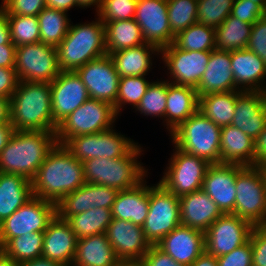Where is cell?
<instances>
[{
    "mask_svg": "<svg viewBox=\"0 0 266 266\" xmlns=\"http://www.w3.org/2000/svg\"><path fill=\"white\" fill-rule=\"evenodd\" d=\"M85 184L83 162L56 144L31 180L33 196L57 204Z\"/></svg>",
    "mask_w": 266,
    "mask_h": 266,
    "instance_id": "cell-1",
    "label": "cell"
},
{
    "mask_svg": "<svg viewBox=\"0 0 266 266\" xmlns=\"http://www.w3.org/2000/svg\"><path fill=\"white\" fill-rule=\"evenodd\" d=\"M10 106V123L15 131L56 132L50 83L19 81Z\"/></svg>",
    "mask_w": 266,
    "mask_h": 266,
    "instance_id": "cell-2",
    "label": "cell"
},
{
    "mask_svg": "<svg viewBox=\"0 0 266 266\" xmlns=\"http://www.w3.org/2000/svg\"><path fill=\"white\" fill-rule=\"evenodd\" d=\"M56 132L15 131L0 153V172L33 179L57 144Z\"/></svg>",
    "mask_w": 266,
    "mask_h": 266,
    "instance_id": "cell-3",
    "label": "cell"
},
{
    "mask_svg": "<svg viewBox=\"0 0 266 266\" xmlns=\"http://www.w3.org/2000/svg\"><path fill=\"white\" fill-rule=\"evenodd\" d=\"M70 24L68 33L57 47L60 71H76L89 61L106 55L105 26L99 19Z\"/></svg>",
    "mask_w": 266,
    "mask_h": 266,
    "instance_id": "cell-4",
    "label": "cell"
},
{
    "mask_svg": "<svg viewBox=\"0 0 266 266\" xmlns=\"http://www.w3.org/2000/svg\"><path fill=\"white\" fill-rule=\"evenodd\" d=\"M143 149L136 145L126 156L115 159L104 157L88 159L83 162L85 183L115 188L118 191L131 189L147 177L140 158Z\"/></svg>",
    "mask_w": 266,
    "mask_h": 266,
    "instance_id": "cell-5",
    "label": "cell"
},
{
    "mask_svg": "<svg viewBox=\"0 0 266 266\" xmlns=\"http://www.w3.org/2000/svg\"><path fill=\"white\" fill-rule=\"evenodd\" d=\"M169 136L173 147L203 158L210 164L220 163L221 127L199 111L186 119Z\"/></svg>",
    "mask_w": 266,
    "mask_h": 266,
    "instance_id": "cell-6",
    "label": "cell"
},
{
    "mask_svg": "<svg viewBox=\"0 0 266 266\" xmlns=\"http://www.w3.org/2000/svg\"><path fill=\"white\" fill-rule=\"evenodd\" d=\"M118 115L113 105L89 98L65 117L56 130L57 144L69 138L106 131L114 126Z\"/></svg>",
    "mask_w": 266,
    "mask_h": 266,
    "instance_id": "cell-7",
    "label": "cell"
},
{
    "mask_svg": "<svg viewBox=\"0 0 266 266\" xmlns=\"http://www.w3.org/2000/svg\"><path fill=\"white\" fill-rule=\"evenodd\" d=\"M234 213L254 226L266 225V171L246 166L236 177Z\"/></svg>",
    "mask_w": 266,
    "mask_h": 266,
    "instance_id": "cell-8",
    "label": "cell"
},
{
    "mask_svg": "<svg viewBox=\"0 0 266 266\" xmlns=\"http://www.w3.org/2000/svg\"><path fill=\"white\" fill-rule=\"evenodd\" d=\"M179 225H181L179 197L159 182L149 186V210L142 226L146 240L150 245H157Z\"/></svg>",
    "mask_w": 266,
    "mask_h": 266,
    "instance_id": "cell-9",
    "label": "cell"
},
{
    "mask_svg": "<svg viewBox=\"0 0 266 266\" xmlns=\"http://www.w3.org/2000/svg\"><path fill=\"white\" fill-rule=\"evenodd\" d=\"M69 138L63 145L79 161L126 156L138 143L113 129ZM116 131V132H115Z\"/></svg>",
    "mask_w": 266,
    "mask_h": 266,
    "instance_id": "cell-10",
    "label": "cell"
},
{
    "mask_svg": "<svg viewBox=\"0 0 266 266\" xmlns=\"http://www.w3.org/2000/svg\"><path fill=\"white\" fill-rule=\"evenodd\" d=\"M173 152L159 183L178 197L201 190L210 163L177 147Z\"/></svg>",
    "mask_w": 266,
    "mask_h": 266,
    "instance_id": "cell-11",
    "label": "cell"
},
{
    "mask_svg": "<svg viewBox=\"0 0 266 266\" xmlns=\"http://www.w3.org/2000/svg\"><path fill=\"white\" fill-rule=\"evenodd\" d=\"M14 68L19 81L51 83L60 73L57 48L42 42L17 46Z\"/></svg>",
    "mask_w": 266,
    "mask_h": 266,
    "instance_id": "cell-12",
    "label": "cell"
},
{
    "mask_svg": "<svg viewBox=\"0 0 266 266\" xmlns=\"http://www.w3.org/2000/svg\"><path fill=\"white\" fill-rule=\"evenodd\" d=\"M56 215V204L33 196L0 224V249L11 239L31 232L44 233Z\"/></svg>",
    "mask_w": 266,
    "mask_h": 266,
    "instance_id": "cell-13",
    "label": "cell"
},
{
    "mask_svg": "<svg viewBox=\"0 0 266 266\" xmlns=\"http://www.w3.org/2000/svg\"><path fill=\"white\" fill-rule=\"evenodd\" d=\"M253 227L233 213L222 214L205 232V250L215 257L230 253L249 241Z\"/></svg>",
    "mask_w": 266,
    "mask_h": 266,
    "instance_id": "cell-14",
    "label": "cell"
},
{
    "mask_svg": "<svg viewBox=\"0 0 266 266\" xmlns=\"http://www.w3.org/2000/svg\"><path fill=\"white\" fill-rule=\"evenodd\" d=\"M211 51H185L174 43L160 49V55L169 70L170 83L197 88L206 70Z\"/></svg>",
    "mask_w": 266,
    "mask_h": 266,
    "instance_id": "cell-15",
    "label": "cell"
},
{
    "mask_svg": "<svg viewBox=\"0 0 266 266\" xmlns=\"http://www.w3.org/2000/svg\"><path fill=\"white\" fill-rule=\"evenodd\" d=\"M75 72L87 88L91 99L107 102L113 105L116 111L120 76L109 55L89 61Z\"/></svg>",
    "mask_w": 266,
    "mask_h": 266,
    "instance_id": "cell-16",
    "label": "cell"
},
{
    "mask_svg": "<svg viewBox=\"0 0 266 266\" xmlns=\"http://www.w3.org/2000/svg\"><path fill=\"white\" fill-rule=\"evenodd\" d=\"M167 0H138L135 21L141 28L146 43L159 49L174 42L175 35L171 32Z\"/></svg>",
    "mask_w": 266,
    "mask_h": 266,
    "instance_id": "cell-17",
    "label": "cell"
},
{
    "mask_svg": "<svg viewBox=\"0 0 266 266\" xmlns=\"http://www.w3.org/2000/svg\"><path fill=\"white\" fill-rule=\"evenodd\" d=\"M239 164H210L205 173L202 190L218 205L223 214L234 213L235 180L245 168Z\"/></svg>",
    "mask_w": 266,
    "mask_h": 266,
    "instance_id": "cell-18",
    "label": "cell"
},
{
    "mask_svg": "<svg viewBox=\"0 0 266 266\" xmlns=\"http://www.w3.org/2000/svg\"><path fill=\"white\" fill-rule=\"evenodd\" d=\"M50 87L51 108L57 124L90 98L87 88L75 71H60Z\"/></svg>",
    "mask_w": 266,
    "mask_h": 266,
    "instance_id": "cell-19",
    "label": "cell"
},
{
    "mask_svg": "<svg viewBox=\"0 0 266 266\" xmlns=\"http://www.w3.org/2000/svg\"><path fill=\"white\" fill-rule=\"evenodd\" d=\"M105 235L121 261H141L151 246L142 227L131 221L112 218Z\"/></svg>",
    "mask_w": 266,
    "mask_h": 266,
    "instance_id": "cell-20",
    "label": "cell"
},
{
    "mask_svg": "<svg viewBox=\"0 0 266 266\" xmlns=\"http://www.w3.org/2000/svg\"><path fill=\"white\" fill-rule=\"evenodd\" d=\"M176 262L190 266L205 251V233L179 225L156 245Z\"/></svg>",
    "mask_w": 266,
    "mask_h": 266,
    "instance_id": "cell-21",
    "label": "cell"
},
{
    "mask_svg": "<svg viewBox=\"0 0 266 266\" xmlns=\"http://www.w3.org/2000/svg\"><path fill=\"white\" fill-rule=\"evenodd\" d=\"M231 125L255 140L266 126V92L242 91L236 99Z\"/></svg>",
    "mask_w": 266,
    "mask_h": 266,
    "instance_id": "cell-22",
    "label": "cell"
},
{
    "mask_svg": "<svg viewBox=\"0 0 266 266\" xmlns=\"http://www.w3.org/2000/svg\"><path fill=\"white\" fill-rule=\"evenodd\" d=\"M77 240L69 223L55 215L44 232L42 256L63 266H71Z\"/></svg>",
    "mask_w": 266,
    "mask_h": 266,
    "instance_id": "cell-23",
    "label": "cell"
},
{
    "mask_svg": "<svg viewBox=\"0 0 266 266\" xmlns=\"http://www.w3.org/2000/svg\"><path fill=\"white\" fill-rule=\"evenodd\" d=\"M230 56L236 87L241 91L266 92L264 61L248 49L232 51Z\"/></svg>",
    "mask_w": 266,
    "mask_h": 266,
    "instance_id": "cell-24",
    "label": "cell"
},
{
    "mask_svg": "<svg viewBox=\"0 0 266 266\" xmlns=\"http://www.w3.org/2000/svg\"><path fill=\"white\" fill-rule=\"evenodd\" d=\"M181 225L206 232L223 213L201 189L179 197Z\"/></svg>",
    "mask_w": 266,
    "mask_h": 266,
    "instance_id": "cell-25",
    "label": "cell"
},
{
    "mask_svg": "<svg viewBox=\"0 0 266 266\" xmlns=\"http://www.w3.org/2000/svg\"><path fill=\"white\" fill-rule=\"evenodd\" d=\"M239 90L231 69L230 52L213 50L211 51L206 70L200 83L196 88L198 97L210 94Z\"/></svg>",
    "mask_w": 266,
    "mask_h": 266,
    "instance_id": "cell-26",
    "label": "cell"
},
{
    "mask_svg": "<svg viewBox=\"0 0 266 266\" xmlns=\"http://www.w3.org/2000/svg\"><path fill=\"white\" fill-rule=\"evenodd\" d=\"M198 111V94L195 88L177 85L167 80V103L164 122L169 134Z\"/></svg>",
    "mask_w": 266,
    "mask_h": 266,
    "instance_id": "cell-27",
    "label": "cell"
},
{
    "mask_svg": "<svg viewBox=\"0 0 266 266\" xmlns=\"http://www.w3.org/2000/svg\"><path fill=\"white\" fill-rule=\"evenodd\" d=\"M146 183L144 180L131 189L118 192L111 207L112 218L143 226L149 210V185Z\"/></svg>",
    "mask_w": 266,
    "mask_h": 266,
    "instance_id": "cell-28",
    "label": "cell"
},
{
    "mask_svg": "<svg viewBox=\"0 0 266 266\" xmlns=\"http://www.w3.org/2000/svg\"><path fill=\"white\" fill-rule=\"evenodd\" d=\"M253 161L254 140L232 125L221 127L220 163L253 167Z\"/></svg>",
    "mask_w": 266,
    "mask_h": 266,
    "instance_id": "cell-29",
    "label": "cell"
},
{
    "mask_svg": "<svg viewBox=\"0 0 266 266\" xmlns=\"http://www.w3.org/2000/svg\"><path fill=\"white\" fill-rule=\"evenodd\" d=\"M120 261L103 233L77 240L76 253L71 266H116Z\"/></svg>",
    "mask_w": 266,
    "mask_h": 266,
    "instance_id": "cell-30",
    "label": "cell"
},
{
    "mask_svg": "<svg viewBox=\"0 0 266 266\" xmlns=\"http://www.w3.org/2000/svg\"><path fill=\"white\" fill-rule=\"evenodd\" d=\"M160 49L153 44L143 43L142 45L119 50L109 54L116 72L122 77L146 76L152 69V54L160 55Z\"/></svg>",
    "mask_w": 266,
    "mask_h": 266,
    "instance_id": "cell-31",
    "label": "cell"
},
{
    "mask_svg": "<svg viewBox=\"0 0 266 266\" xmlns=\"http://www.w3.org/2000/svg\"><path fill=\"white\" fill-rule=\"evenodd\" d=\"M33 197L31 181L0 172V224Z\"/></svg>",
    "mask_w": 266,
    "mask_h": 266,
    "instance_id": "cell-32",
    "label": "cell"
},
{
    "mask_svg": "<svg viewBox=\"0 0 266 266\" xmlns=\"http://www.w3.org/2000/svg\"><path fill=\"white\" fill-rule=\"evenodd\" d=\"M241 90L210 93L198 97V111L219 127L231 125Z\"/></svg>",
    "mask_w": 266,
    "mask_h": 266,
    "instance_id": "cell-33",
    "label": "cell"
},
{
    "mask_svg": "<svg viewBox=\"0 0 266 266\" xmlns=\"http://www.w3.org/2000/svg\"><path fill=\"white\" fill-rule=\"evenodd\" d=\"M106 55L146 43L135 19L103 22Z\"/></svg>",
    "mask_w": 266,
    "mask_h": 266,
    "instance_id": "cell-34",
    "label": "cell"
},
{
    "mask_svg": "<svg viewBox=\"0 0 266 266\" xmlns=\"http://www.w3.org/2000/svg\"><path fill=\"white\" fill-rule=\"evenodd\" d=\"M252 24L242 22L231 14L218 27L215 28L216 49L232 52L246 49Z\"/></svg>",
    "mask_w": 266,
    "mask_h": 266,
    "instance_id": "cell-35",
    "label": "cell"
},
{
    "mask_svg": "<svg viewBox=\"0 0 266 266\" xmlns=\"http://www.w3.org/2000/svg\"><path fill=\"white\" fill-rule=\"evenodd\" d=\"M40 42L57 48L68 33L71 20L68 14L45 7L38 15Z\"/></svg>",
    "mask_w": 266,
    "mask_h": 266,
    "instance_id": "cell-36",
    "label": "cell"
},
{
    "mask_svg": "<svg viewBox=\"0 0 266 266\" xmlns=\"http://www.w3.org/2000/svg\"><path fill=\"white\" fill-rule=\"evenodd\" d=\"M111 209L93 208L70 216L66 221L78 239L103 234L111 223Z\"/></svg>",
    "mask_w": 266,
    "mask_h": 266,
    "instance_id": "cell-37",
    "label": "cell"
},
{
    "mask_svg": "<svg viewBox=\"0 0 266 266\" xmlns=\"http://www.w3.org/2000/svg\"><path fill=\"white\" fill-rule=\"evenodd\" d=\"M173 43L185 51H213L216 49L215 29L196 22L179 32Z\"/></svg>",
    "mask_w": 266,
    "mask_h": 266,
    "instance_id": "cell-38",
    "label": "cell"
},
{
    "mask_svg": "<svg viewBox=\"0 0 266 266\" xmlns=\"http://www.w3.org/2000/svg\"><path fill=\"white\" fill-rule=\"evenodd\" d=\"M42 232L26 233L11 238L0 250L16 262H24L42 256Z\"/></svg>",
    "mask_w": 266,
    "mask_h": 266,
    "instance_id": "cell-39",
    "label": "cell"
},
{
    "mask_svg": "<svg viewBox=\"0 0 266 266\" xmlns=\"http://www.w3.org/2000/svg\"><path fill=\"white\" fill-rule=\"evenodd\" d=\"M10 27V39L13 45L22 46L40 42V30L37 16L6 14Z\"/></svg>",
    "mask_w": 266,
    "mask_h": 266,
    "instance_id": "cell-40",
    "label": "cell"
},
{
    "mask_svg": "<svg viewBox=\"0 0 266 266\" xmlns=\"http://www.w3.org/2000/svg\"><path fill=\"white\" fill-rule=\"evenodd\" d=\"M168 21L176 36L197 22L198 0H167Z\"/></svg>",
    "mask_w": 266,
    "mask_h": 266,
    "instance_id": "cell-41",
    "label": "cell"
},
{
    "mask_svg": "<svg viewBox=\"0 0 266 266\" xmlns=\"http://www.w3.org/2000/svg\"><path fill=\"white\" fill-rule=\"evenodd\" d=\"M167 103V80L153 81L140 100L136 111L144 116L165 118Z\"/></svg>",
    "mask_w": 266,
    "mask_h": 266,
    "instance_id": "cell-42",
    "label": "cell"
},
{
    "mask_svg": "<svg viewBox=\"0 0 266 266\" xmlns=\"http://www.w3.org/2000/svg\"><path fill=\"white\" fill-rule=\"evenodd\" d=\"M92 209L91 184L85 183L56 204V215L64 220Z\"/></svg>",
    "mask_w": 266,
    "mask_h": 266,
    "instance_id": "cell-43",
    "label": "cell"
},
{
    "mask_svg": "<svg viewBox=\"0 0 266 266\" xmlns=\"http://www.w3.org/2000/svg\"><path fill=\"white\" fill-rule=\"evenodd\" d=\"M151 82L144 76H127L119 80L118 94L116 99V113L120 114L126 104L136 108L144 96Z\"/></svg>",
    "mask_w": 266,
    "mask_h": 266,
    "instance_id": "cell-44",
    "label": "cell"
},
{
    "mask_svg": "<svg viewBox=\"0 0 266 266\" xmlns=\"http://www.w3.org/2000/svg\"><path fill=\"white\" fill-rule=\"evenodd\" d=\"M234 0H198L197 23L218 28L231 14Z\"/></svg>",
    "mask_w": 266,
    "mask_h": 266,
    "instance_id": "cell-45",
    "label": "cell"
},
{
    "mask_svg": "<svg viewBox=\"0 0 266 266\" xmlns=\"http://www.w3.org/2000/svg\"><path fill=\"white\" fill-rule=\"evenodd\" d=\"M138 0H103L97 11L102 22L134 19Z\"/></svg>",
    "mask_w": 266,
    "mask_h": 266,
    "instance_id": "cell-46",
    "label": "cell"
},
{
    "mask_svg": "<svg viewBox=\"0 0 266 266\" xmlns=\"http://www.w3.org/2000/svg\"><path fill=\"white\" fill-rule=\"evenodd\" d=\"M0 7L6 14L37 16L46 7V0H2Z\"/></svg>",
    "mask_w": 266,
    "mask_h": 266,
    "instance_id": "cell-47",
    "label": "cell"
},
{
    "mask_svg": "<svg viewBox=\"0 0 266 266\" xmlns=\"http://www.w3.org/2000/svg\"><path fill=\"white\" fill-rule=\"evenodd\" d=\"M246 49L257 54L266 65V17H261L251 27Z\"/></svg>",
    "mask_w": 266,
    "mask_h": 266,
    "instance_id": "cell-48",
    "label": "cell"
},
{
    "mask_svg": "<svg viewBox=\"0 0 266 266\" xmlns=\"http://www.w3.org/2000/svg\"><path fill=\"white\" fill-rule=\"evenodd\" d=\"M252 248V266H266V225H256L249 237Z\"/></svg>",
    "mask_w": 266,
    "mask_h": 266,
    "instance_id": "cell-49",
    "label": "cell"
},
{
    "mask_svg": "<svg viewBox=\"0 0 266 266\" xmlns=\"http://www.w3.org/2000/svg\"><path fill=\"white\" fill-rule=\"evenodd\" d=\"M231 15L242 22L254 24L261 17H264V9L257 3L250 0H234Z\"/></svg>",
    "mask_w": 266,
    "mask_h": 266,
    "instance_id": "cell-50",
    "label": "cell"
},
{
    "mask_svg": "<svg viewBox=\"0 0 266 266\" xmlns=\"http://www.w3.org/2000/svg\"><path fill=\"white\" fill-rule=\"evenodd\" d=\"M218 266H252L250 240L230 253L217 257Z\"/></svg>",
    "mask_w": 266,
    "mask_h": 266,
    "instance_id": "cell-51",
    "label": "cell"
},
{
    "mask_svg": "<svg viewBox=\"0 0 266 266\" xmlns=\"http://www.w3.org/2000/svg\"><path fill=\"white\" fill-rule=\"evenodd\" d=\"M118 190L104 185L91 184L92 209L108 208L111 209L115 202Z\"/></svg>",
    "mask_w": 266,
    "mask_h": 266,
    "instance_id": "cell-52",
    "label": "cell"
},
{
    "mask_svg": "<svg viewBox=\"0 0 266 266\" xmlns=\"http://www.w3.org/2000/svg\"><path fill=\"white\" fill-rule=\"evenodd\" d=\"M144 266H184L176 262L170 255L163 252L156 245H151L142 258Z\"/></svg>",
    "mask_w": 266,
    "mask_h": 266,
    "instance_id": "cell-53",
    "label": "cell"
},
{
    "mask_svg": "<svg viewBox=\"0 0 266 266\" xmlns=\"http://www.w3.org/2000/svg\"><path fill=\"white\" fill-rule=\"evenodd\" d=\"M19 78L15 68L0 67V96L10 98L17 89Z\"/></svg>",
    "mask_w": 266,
    "mask_h": 266,
    "instance_id": "cell-54",
    "label": "cell"
},
{
    "mask_svg": "<svg viewBox=\"0 0 266 266\" xmlns=\"http://www.w3.org/2000/svg\"><path fill=\"white\" fill-rule=\"evenodd\" d=\"M253 167L266 168V126L254 140Z\"/></svg>",
    "mask_w": 266,
    "mask_h": 266,
    "instance_id": "cell-55",
    "label": "cell"
},
{
    "mask_svg": "<svg viewBox=\"0 0 266 266\" xmlns=\"http://www.w3.org/2000/svg\"><path fill=\"white\" fill-rule=\"evenodd\" d=\"M16 57V46L13 44L0 45V67L14 68Z\"/></svg>",
    "mask_w": 266,
    "mask_h": 266,
    "instance_id": "cell-56",
    "label": "cell"
},
{
    "mask_svg": "<svg viewBox=\"0 0 266 266\" xmlns=\"http://www.w3.org/2000/svg\"><path fill=\"white\" fill-rule=\"evenodd\" d=\"M13 44L10 39V27L6 12L0 7V45Z\"/></svg>",
    "mask_w": 266,
    "mask_h": 266,
    "instance_id": "cell-57",
    "label": "cell"
},
{
    "mask_svg": "<svg viewBox=\"0 0 266 266\" xmlns=\"http://www.w3.org/2000/svg\"><path fill=\"white\" fill-rule=\"evenodd\" d=\"M79 7L77 0H46V7L68 12L72 7Z\"/></svg>",
    "mask_w": 266,
    "mask_h": 266,
    "instance_id": "cell-58",
    "label": "cell"
},
{
    "mask_svg": "<svg viewBox=\"0 0 266 266\" xmlns=\"http://www.w3.org/2000/svg\"><path fill=\"white\" fill-rule=\"evenodd\" d=\"M11 115L10 98L0 96V124H9Z\"/></svg>",
    "mask_w": 266,
    "mask_h": 266,
    "instance_id": "cell-59",
    "label": "cell"
},
{
    "mask_svg": "<svg viewBox=\"0 0 266 266\" xmlns=\"http://www.w3.org/2000/svg\"><path fill=\"white\" fill-rule=\"evenodd\" d=\"M190 266H218L217 257L205 250Z\"/></svg>",
    "mask_w": 266,
    "mask_h": 266,
    "instance_id": "cell-60",
    "label": "cell"
},
{
    "mask_svg": "<svg viewBox=\"0 0 266 266\" xmlns=\"http://www.w3.org/2000/svg\"><path fill=\"white\" fill-rule=\"evenodd\" d=\"M15 132L11 123L9 124H0V153L7 145L12 134Z\"/></svg>",
    "mask_w": 266,
    "mask_h": 266,
    "instance_id": "cell-61",
    "label": "cell"
},
{
    "mask_svg": "<svg viewBox=\"0 0 266 266\" xmlns=\"http://www.w3.org/2000/svg\"><path fill=\"white\" fill-rule=\"evenodd\" d=\"M20 266H63V265L41 256L36 259L21 262Z\"/></svg>",
    "mask_w": 266,
    "mask_h": 266,
    "instance_id": "cell-62",
    "label": "cell"
},
{
    "mask_svg": "<svg viewBox=\"0 0 266 266\" xmlns=\"http://www.w3.org/2000/svg\"><path fill=\"white\" fill-rule=\"evenodd\" d=\"M77 2H78V4H79V6L81 7V8H89V7H91V5L92 6H95L96 5V12L99 10V8L101 7V5H102V2H103V0H77Z\"/></svg>",
    "mask_w": 266,
    "mask_h": 266,
    "instance_id": "cell-63",
    "label": "cell"
},
{
    "mask_svg": "<svg viewBox=\"0 0 266 266\" xmlns=\"http://www.w3.org/2000/svg\"><path fill=\"white\" fill-rule=\"evenodd\" d=\"M0 266H20V263L8 257L0 250Z\"/></svg>",
    "mask_w": 266,
    "mask_h": 266,
    "instance_id": "cell-64",
    "label": "cell"
},
{
    "mask_svg": "<svg viewBox=\"0 0 266 266\" xmlns=\"http://www.w3.org/2000/svg\"><path fill=\"white\" fill-rule=\"evenodd\" d=\"M116 266H144L142 261H120Z\"/></svg>",
    "mask_w": 266,
    "mask_h": 266,
    "instance_id": "cell-65",
    "label": "cell"
},
{
    "mask_svg": "<svg viewBox=\"0 0 266 266\" xmlns=\"http://www.w3.org/2000/svg\"><path fill=\"white\" fill-rule=\"evenodd\" d=\"M250 1L259 4L263 9H265L266 0H250Z\"/></svg>",
    "mask_w": 266,
    "mask_h": 266,
    "instance_id": "cell-66",
    "label": "cell"
},
{
    "mask_svg": "<svg viewBox=\"0 0 266 266\" xmlns=\"http://www.w3.org/2000/svg\"><path fill=\"white\" fill-rule=\"evenodd\" d=\"M264 16L266 17V6H265V9H264Z\"/></svg>",
    "mask_w": 266,
    "mask_h": 266,
    "instance_id": "cell-67",
    "label": "cell"
}]
</instances>
